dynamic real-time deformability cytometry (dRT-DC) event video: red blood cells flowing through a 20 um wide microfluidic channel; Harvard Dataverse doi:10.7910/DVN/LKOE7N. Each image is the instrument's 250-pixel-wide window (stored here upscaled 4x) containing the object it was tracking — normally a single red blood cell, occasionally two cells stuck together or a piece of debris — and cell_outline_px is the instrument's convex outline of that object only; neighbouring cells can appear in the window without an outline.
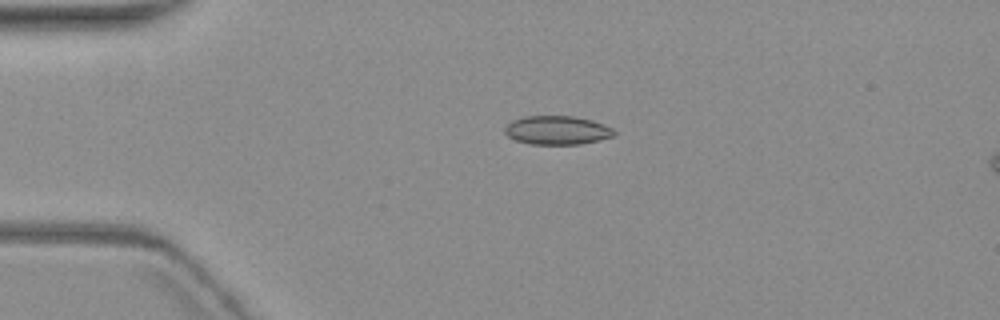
{"species": "common noctule bat (a hibernating species)", "species_latin": "Nyctalus noctula", "temperature_condition": "warm", "stored_images_in_passage": 6, "camera_frame_rate_fps": 3000, "um_per_image_px": 0.085, "animal": {"sex": "female", "body_mass_g": 19.3, "forearm_length_mm": 54.1}, "frame": {"image": 1, "passage_image": 4, "time_ms": 4.0, "image_size_px": [1000, 320], "cell_outline_px": [[616, 132], [612, 136], [580, 144], [528, 144], [516, 140], [508, 136], [504, 132], [504, 128], [512, 120], [524, 116], [572, 116], [592, 120], [612, 128]], "centroid_in_image_um": [47.31, 11.06], "position_along_channel_um": 37.7, "area_um2": 18.15}}